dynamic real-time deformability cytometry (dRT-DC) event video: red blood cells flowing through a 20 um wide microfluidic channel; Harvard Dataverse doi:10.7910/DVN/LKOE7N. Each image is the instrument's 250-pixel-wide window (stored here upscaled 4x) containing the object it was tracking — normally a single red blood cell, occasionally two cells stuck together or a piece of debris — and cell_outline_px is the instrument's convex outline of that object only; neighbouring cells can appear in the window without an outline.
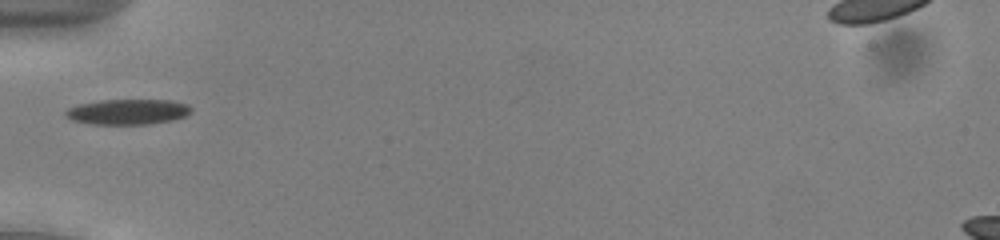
{"species": "common noctule bat (a hibernating species)", "species_latin": "Nyctalus noctula", "temperature_condition": "cold", "stored_images_in_passage": 35, "camera_frame_rate_fps": 3000, "um_per_image_px": 0.085, "animal": {"sex": "male", "body_mass_g": 13.0, "forearm_length_mm": 53.1}, "frame": {"image": 1, "passage_image": 1, "time_ms": 0.0, "image_size_px": [1000, 240], "cell_outline_px": [[192, 112], [184, 116], [172, 120], [148, 124], [92, 124], [72, 120], [64, 112], [68, 108], [80, 104], [100, 100], [172, 100], [188, 104], [192, 108]], "centroid_in_image_um": [10.9, 9.5], "position_along_channel_um": 74.1, "area_um2": 18.5}}
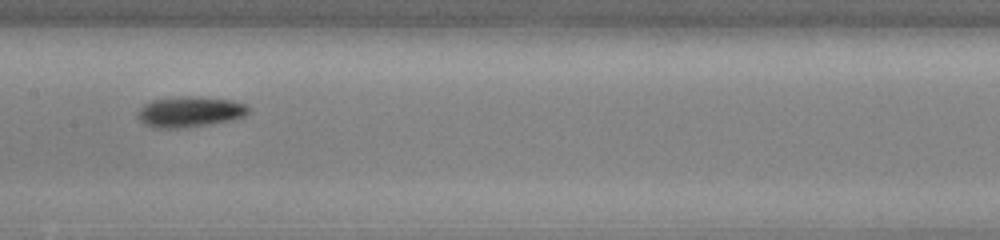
{"frame": {"image": 2, "passage_image": 10, "time_ms": 3.0, "image_size_px": [1000, 240], "cell_outline_px": [[248, 112], [244, 116], [232, 120], [184, 128], [152, 128], [144, 124], [136, 116], [136, 112], [144, 104], [152, 100], [180, 96], [196, 96], [228, 100], [248, 104]], "centroid_in_image_um": [16.09, 9.5], "position_along_channel_um": 191.3, "area_um2": 19.88}}
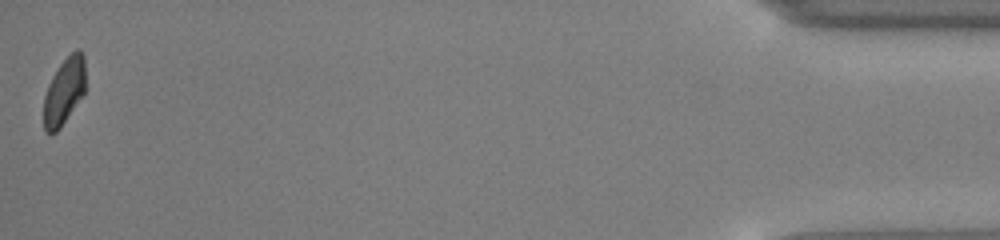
{"frame": {"image": 3, "passage_image": 35, "time_ms": 11.333, "image_size_px": [1000, 240], "cell_outline_px": [[84, 92], [60, 128], [56, 132], [44, 132], [44, 96], [48, 84], [52, 76], [60, 64], [76, 48], [84, 56]], "centroid_in_image_um": [5.43, 7.76], "position_along_channel_um": 429.8, "area_um2": 15.84}, "authors_computed_cell_mechanics": {"area_um2": 17.629, "velocity_mm_per_s": 3.9119, "shape_relaxation_time_tau1_ms": 2.1018, "shape_relaxation_time_tau2_ms": null, "deformation_change_tau1": 0.0933, "deformation_change_tau2": null}}